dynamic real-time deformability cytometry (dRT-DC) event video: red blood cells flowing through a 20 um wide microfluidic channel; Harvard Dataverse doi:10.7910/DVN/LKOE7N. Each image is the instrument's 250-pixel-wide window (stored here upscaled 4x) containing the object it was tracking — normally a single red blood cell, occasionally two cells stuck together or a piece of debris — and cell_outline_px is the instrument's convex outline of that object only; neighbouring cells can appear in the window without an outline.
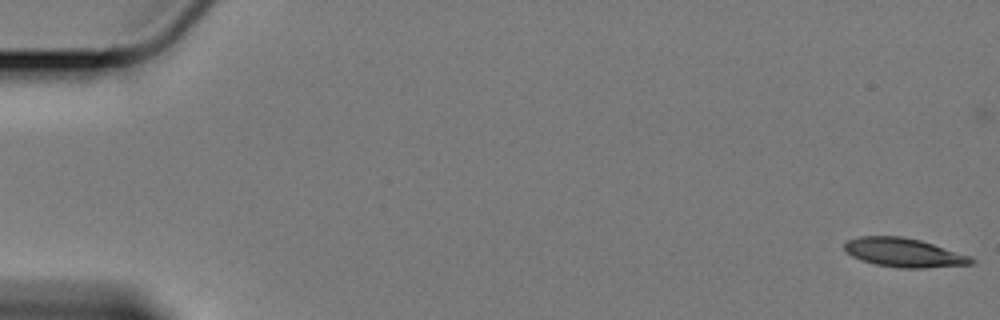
{"species": "Egyptian fruit bat (a non-hibernating species)", "species_latin": "Rousettus aegyptiacus", "temperature_condition": "cold", "stored_images_in_passage": 60, "camera_frame_rate_fps": 3000, "um_per_image_px": 0.085, "animal": {"sex": "female"}, "frame": {"image": 1, "passage_image": 1, "time_ms": 0.0, "image_size_px": [1000, 320], "cell_outline_px": [[976, 260], [972, 264], [924, 268], [900, 268], [876, 264], [860, 260], [852, 256], [844, 248], [844, 244], [848, 240], [860, 236], [900, 236], [920, 240], [972, 256]], "centroid_in_image_um": [76.86, 21.47], "position_along_channel_um": 8.1, "area_um2": 21.33}}
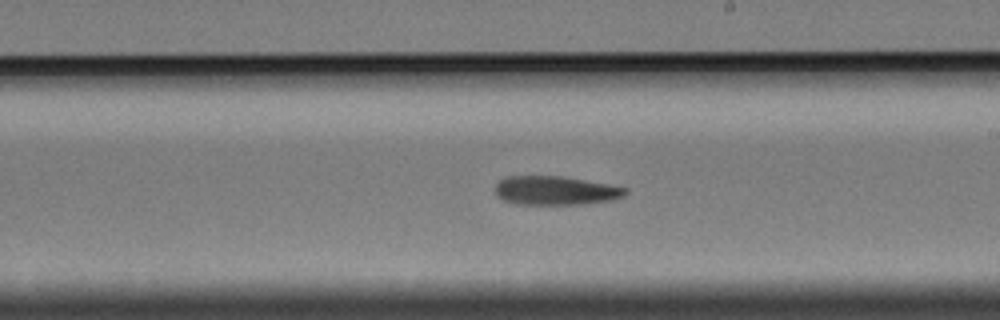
{"frame": {"image": 2, "passage_image": 35, "time_ms": 11.333, "image_size_px": [1000, 320], "cell_outline_px": [[628, 192], [624, 196], [612, 200], [580, 204], [516, 204], [504, 200], [496, 196], [496, 184], [504, 176], [560, 176], [608, 184], [628, 188]], "centroid_in_image_um": [47.21, 16.19], "position_along_channel_um": 241.8, "area_um2": 21.85}}
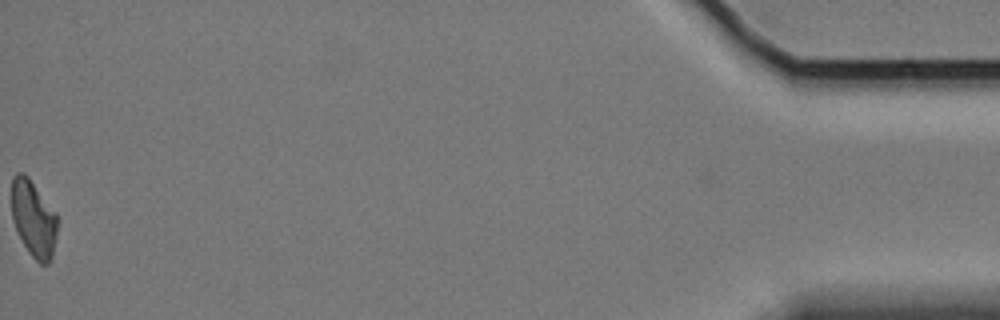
{"frame": {"image": 3, "passage_image": 60, "time_ms": 19.667, "image_size_px": [1000, 320], "cell_outline_px": [[60, 220], [52, 260], [48, 264], [40, 264], [28, 252], [16, 228], [12, 216], [12, 176], [16, 172], [24, 172], [28, 176], [56, 212]], "centroid_in_image_um": [2.9, 18.59], "position_along_channel_um": 432.3, "area_um2": 20.81}, "authors_computed_cell_mechanics": {"area_um2": 22.0507, "velocity_mm_per_s": 3.3864, "shape_relaxation_time_tau1_ms": 6.4796, "shape_relaxation_time_tau2_ms": null, "deformation_change_tau1": 0.1632, "deformation_change_tau2": null}}